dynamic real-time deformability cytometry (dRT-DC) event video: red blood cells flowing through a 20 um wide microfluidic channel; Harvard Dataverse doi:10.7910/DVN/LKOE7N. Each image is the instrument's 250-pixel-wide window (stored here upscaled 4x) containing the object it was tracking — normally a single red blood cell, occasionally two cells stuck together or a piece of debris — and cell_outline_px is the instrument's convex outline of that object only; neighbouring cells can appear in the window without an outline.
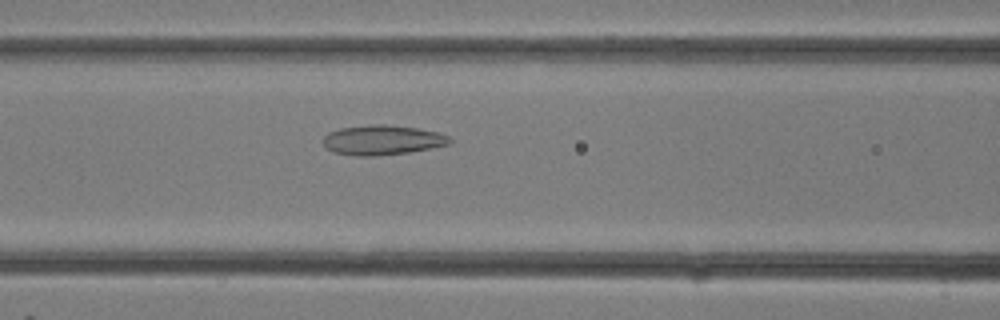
{"species": "common noctule bat (a hibernating species)", "species_latin": "Nyctalus noctula", "temperature_condition": "room temperature", "stored_images_in_passage": 27, "camera_frame_rate_fps": 3000, "um_per_image_px": 0.085, "animal": {"sex": "female"}, "frame": {"image": 1, "passage_image": 8, "time_ms": 2.333, "image_size_px": [1000, 320], "cell_outline_px": [[452, 140], [448, 144], [408, 152], [376, 156], [352, 156], [332, 152], [324, 148], [320, 140], [328, 132], [340, 128], [372, 124], [384, 124], [416, 128], [440, 132], [448, 136]], "centroid_in_image_um": [32.4, 11.9], "position_along_channel_um": 134.2, "area_um2": 22.2}}
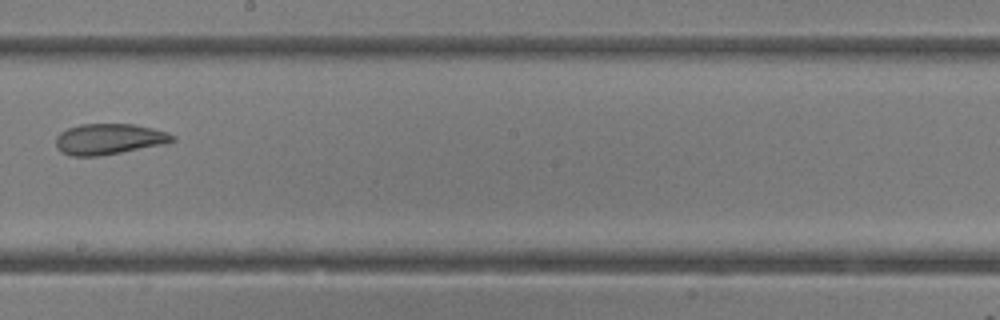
{"frame": {"image": 2, "passage_image": 13, "time_ms": 4.0, "image_size_px": [1000, 320], "cell_outline_px": [[176, 140], [164, 144], [100, 156], [72, 156], [60, 152], [56, 144], [56, 136], [60, 132], [68, 128], [80, 124], [132, 124], [152, 128], [168, 132], [176, 136]], "centroid_in_image_um": [9.26, 11.82], "position_along_channel_um": 238.9, "area_um2": 20.98}}
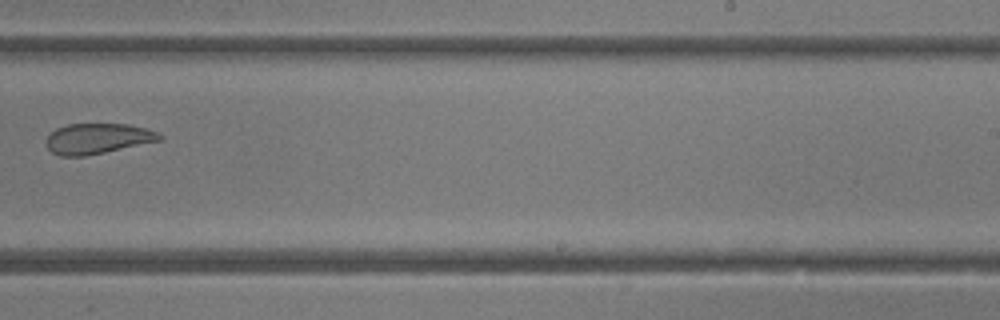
{"frame": {"image": 3, "passage_image": 15, "time_ms": 4.667, "image_size_px": [1000, 320], "cell_outline_px": [[164, 136], [160, 140], [104, 152], [84, 156], [60, 156], [52, 152], [48, 148], [44, 140], [56, 128], [68, 124], [128, 124], [144, 128], [156, 132]], "centroid_in_image_um": [8.25, 11.77], "position_along_channel_um": 280.8, "area_um2": 19.88}}